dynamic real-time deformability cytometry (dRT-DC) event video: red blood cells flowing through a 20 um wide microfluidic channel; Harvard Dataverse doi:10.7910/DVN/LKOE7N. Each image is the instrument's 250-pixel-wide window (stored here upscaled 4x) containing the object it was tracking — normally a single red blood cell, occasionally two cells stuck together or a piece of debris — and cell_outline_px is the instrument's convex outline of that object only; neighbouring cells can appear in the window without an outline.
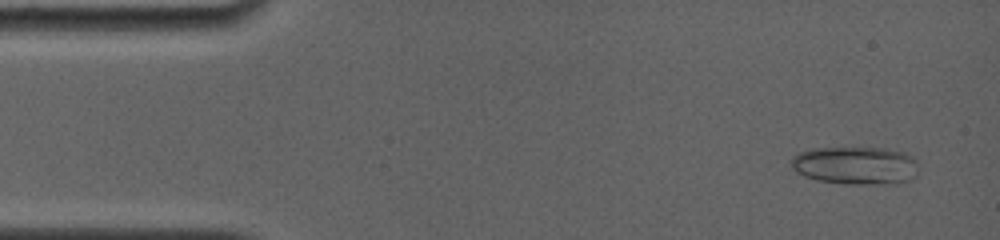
{"species": "common noctule bat (a hibernating species)", "species_latin": "Nyctalus noctula", "temperature_condition": "room temperature", "stored_images_in_passage": 27, "camera_frame_rate_fps": 4000, "um_per_image_px": 0.085, "animal": {"sex": "female", "body_mass_g": 19.0, "forearm_length_mm": 56.7}, "frame": {"image": 1, "passage_image": 2, "time_ms": 0.5, "image_size_px": [1000, 240], "cell_outline_px": [[916, 176], [908, 180], [896, 184], [848, 184], [816, 180], [804, 176], [796, 172], [792, 168], [792, 156], [800, 152], [812, 148], [884, 148], [904, 152], [912, 156], [916, 160]], "centroid_in_image_um": [72.72, 14.07], "position_along_channel_um": 12.3, "area_um2": 28.32}}
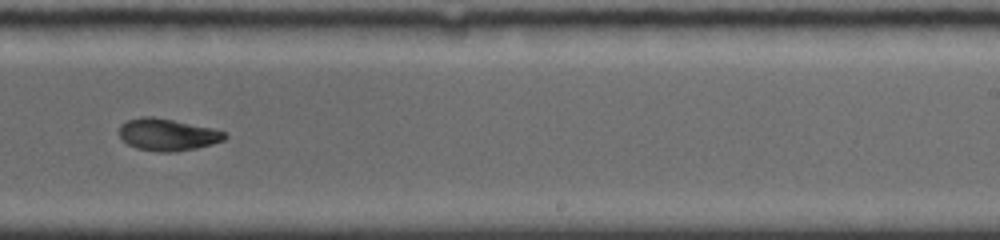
{"frame": {"image": 2, "passage_image": 18, "time_ms": 10.0, "image_size_px": [1000, 240], "cell_outline_px": [[228, 136], [224, 140], [212, 144], [196, 148], [176, 152], [160, 152], [136, 148], [128, 144], [120, 136], [120, 124], [128, 120], [140, 116], [152, 116], [212, 128], [224, 132]], "centroid_in_image_um": [14.23, 11.44], "position_along_channel_um": 274.8, "area_um2": 19.59}}
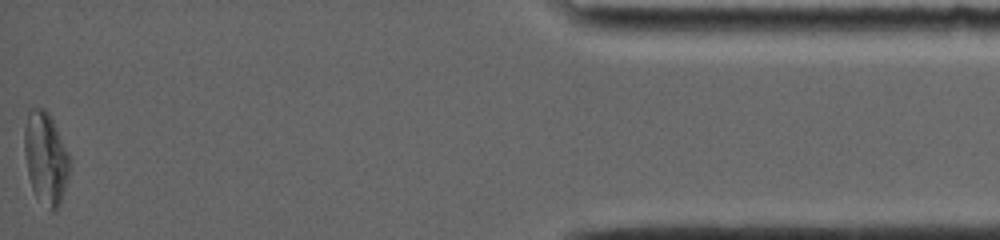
{"frame": {"image": 3, "passage_image": 27, "time_ms": 16.0, "image_size_px": [1000, 240], "cell_outline_px": [[68, 176], [60, 204], [52, 212], [36, 196], [32, 188], [28, 176], [24, 152], [24, 128], [28, 108], [44, 108], [48, 112], [68, 152]], "centroid_in_image_um": [3.84, 13.41], "position_along_channel_um": 431.4, "area_um2": 23.99}, "authors_computed_cell_mechanics": {"area_um2": 20.23, "velocity_mm_per_s": 3.7957, "shape_relaxation_time_tau1_ms": null, "shape_relaxation_time_tau2_ms": 8.2959, "deformation_change_tau1": null, "deformation_change_tau2": 0.1012}}